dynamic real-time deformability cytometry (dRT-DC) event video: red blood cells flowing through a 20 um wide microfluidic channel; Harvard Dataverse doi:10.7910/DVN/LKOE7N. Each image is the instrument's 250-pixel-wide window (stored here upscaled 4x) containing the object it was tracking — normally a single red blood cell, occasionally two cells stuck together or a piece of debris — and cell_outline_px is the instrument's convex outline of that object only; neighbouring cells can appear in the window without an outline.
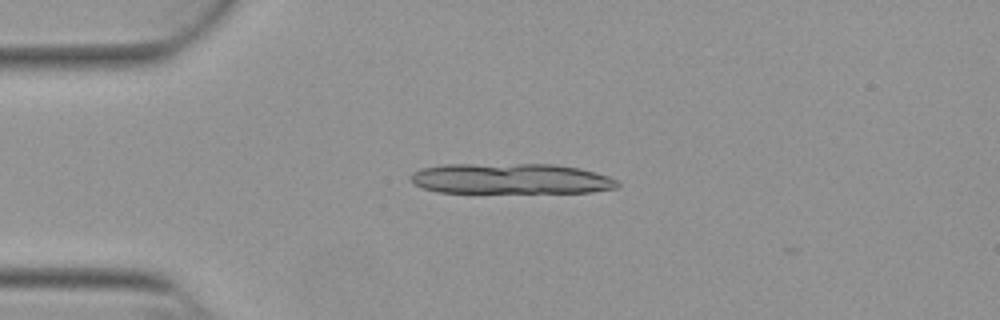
{"species": "Egyptian fruit bat (a non-hibernating species)", "species_latin": "Rousettus aegyptiacus", "temperature_condition": "warm", "stored_images_in_passage": 5, "camera_frame_rate_fps": 3000, "um_per_image_px": 0.085, "animal": {"sex": "female"}, "frame": {"image": 1, "passage_image": 2, "time_ms": 0.333, "image_size_px": [1000, 320], "cell_outline_px": [[620, 188], [592, 192], [436, 192], [412, 184], [408, 176], [412, 172], [420, 168], [444, 164], [556, 164], [580, 168], [608, 176], [616, 180], [620, 184]], "centroid_in_image_um": [43.39, 15.18], "position_along_channel_um": 41.6, "area_um2": 37.17}}